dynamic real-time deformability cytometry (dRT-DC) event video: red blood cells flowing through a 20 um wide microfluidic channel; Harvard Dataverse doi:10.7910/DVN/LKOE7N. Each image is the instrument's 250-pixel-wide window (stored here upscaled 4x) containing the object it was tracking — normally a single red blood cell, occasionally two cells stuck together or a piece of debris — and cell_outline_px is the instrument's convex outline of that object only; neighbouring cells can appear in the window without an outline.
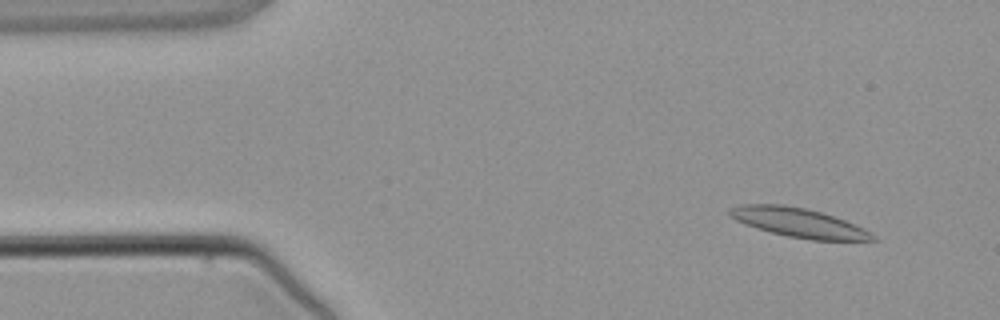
{"species": "common noctule bat (a hibernating species)", "species_latin": "Nyctalus noctula", "temperature_condition": "warm", "stored_images_in_passage": 3, "camera_frame_rate_fps": 3000, "um_per_image_px": 0.085, "animal": {"sex": "male", "body_mass_g": 21.5, "forearm_length_mm": 52.0}, "frame": {"image": 1, "passage_image": 1, "time_ms": 0.0, "image_size_px": [1000, 320], "cell_outline_px": [[880, 240], [812, 240], [788, 236], [756, 228], [744, 224], [728, 216], [728, 208], [740, 204], [784, 204], [804, 208], [820, 212], [844, 220], [864, 228], [872, 232]], "centroid_in_image_um": [67.86, 18.92], "position_along_channel_um": 17.1, "area_um2": 24.33}}
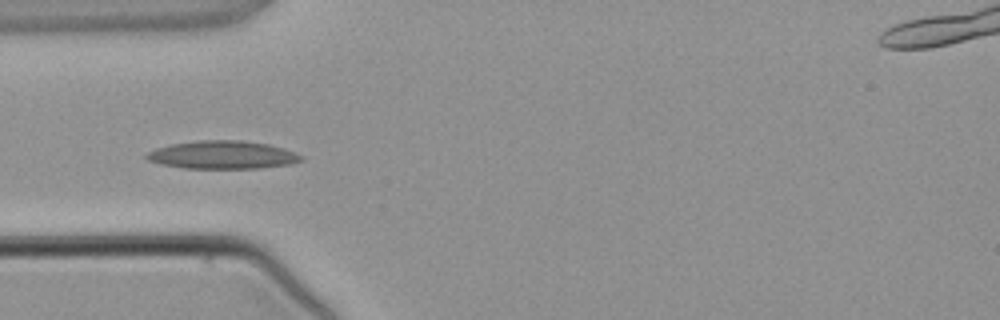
{"frame": {"image": 2, "passage_image": 3, "time_ms": 3.0, "image_size_px": [1000, 320], "cell_outline_px": [[304, 160], [292, 164], [256, 168], [184, 168], [160, 164], [148, 160], [144, 156], [148, 152], [156, 148], [172, 144], [200, 140], [240, 140], [268, 144], [284, 148], [304, 156]], "centroid_in_image_um": [18.94, 13.16], "position_along_channel_um": 66.1, "area_um2": 25.26}}